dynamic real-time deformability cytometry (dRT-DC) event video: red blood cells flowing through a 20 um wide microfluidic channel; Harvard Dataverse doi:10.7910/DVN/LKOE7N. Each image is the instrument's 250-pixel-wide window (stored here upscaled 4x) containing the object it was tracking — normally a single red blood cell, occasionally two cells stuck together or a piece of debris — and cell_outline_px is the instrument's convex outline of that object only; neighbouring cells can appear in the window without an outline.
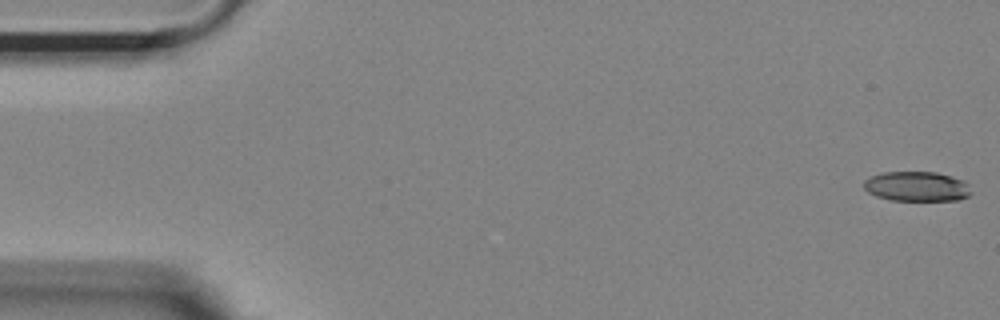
{"species": "Egyptian fruit bat (a non-hibernating species)", "species_latin": "Rousettus aegyptiacus", "temperature_condition": "room temperature", "stored_images_in_passage": 9, "camera_frame_rate_fps": 3000, "um_per_image_px": 0.085, "animal": {"sex": "female"}, "frame": {"image": 1, "passage_image": 1, "time_ms": 0.0, "image_size_px": [1000, 320], "cell_outline_px": [[972, 192], [968, 196], [956, 200], [888, 200], [876, 196], [868, 192], [864, 188], [864, 180], [872, 176], [884, 172], [936, 172], [952, 176], [964, 180], [968, 184]], "centroid_in_image_um": [77.94, 15.84], "position_along_channel_um": 7.1, "area_um2": 18.67}}